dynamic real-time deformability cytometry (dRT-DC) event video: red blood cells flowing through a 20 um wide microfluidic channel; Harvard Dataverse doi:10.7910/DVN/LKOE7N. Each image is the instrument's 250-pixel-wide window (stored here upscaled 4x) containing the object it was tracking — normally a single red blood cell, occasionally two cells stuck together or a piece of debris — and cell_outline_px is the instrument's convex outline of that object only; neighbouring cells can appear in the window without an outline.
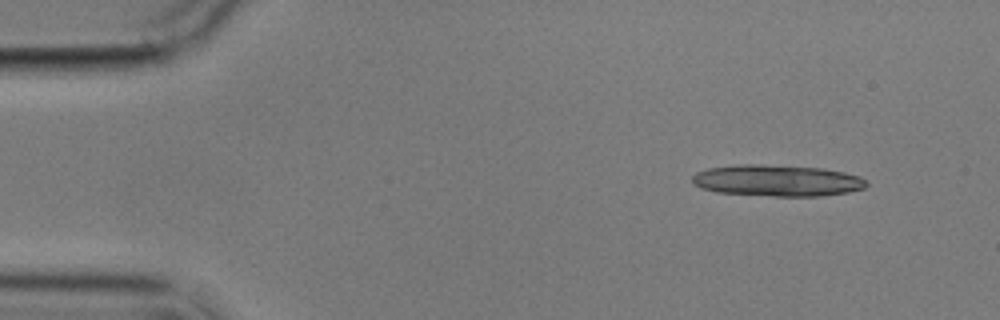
{"species": "common noctule bat (a hibernating species)", "species_latin": "Nyctalus noctula", "temperature_condition": "cold", "stored_images_in_passage": 4, "camera_frame_rate_fps": 3000, "um_per_image_px": 0.085, "animal": {"sex": "male", "body_mass_g": 17.9}, "frame": {"image": 1, "passage_image": 1, "time_ms": 0.0, "image_size_px": [1000, 320], "cell_outline_px": [[868, 184], [864, 188], [848, 192], [820, 196], [772, 196], [716, 192], [700, 188], [692, 184], [692, 176], [696, 172], [708, 168], [740, 164], [760, 164], [820, 168], [844, 172], [860, 176]], "centroid_in_image_um": [66.02, 15.35], "position_along_channel_um": 19.0, "area_um2": 31.96}}